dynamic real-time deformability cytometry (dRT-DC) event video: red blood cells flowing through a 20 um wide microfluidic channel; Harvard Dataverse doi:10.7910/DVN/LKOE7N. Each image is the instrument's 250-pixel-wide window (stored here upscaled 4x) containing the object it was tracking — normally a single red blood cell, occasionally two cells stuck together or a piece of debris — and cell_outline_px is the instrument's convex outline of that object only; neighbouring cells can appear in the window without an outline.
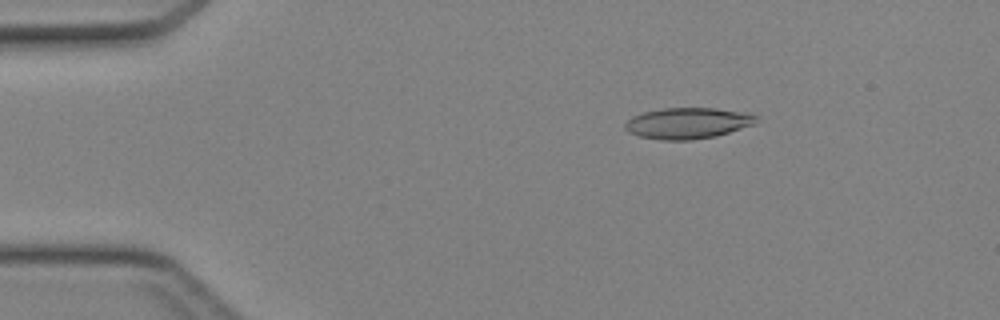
{"species": "Egyptian fruit bat (a non-hibernating species)", "species_latin": "Rousettus aegyptiacus", "temperature_condition": "cold", "stored_images_in_passage": 46, "camera_frame_rate_fps": 3000, "um_per_image_px": 0.085, "animal": {"sex": "female"}, "frame": {"image": 1, "passage_image": 8, "time_ms": 2.333, "image_size_px": [1000, 320], "cell_outline_px": [[756, 124], [716, 136], [692, 140], [660, 140], [640, 136], [628, 132], [624, 128], [624, 124], [632, 116], [644, 112], [664, 108], [716, 108], [740, 112], [756, 116]], "centroid_in_image_um": [58.42, 10.48], "position_along_channel_um": 26.6, "area_um2": 23.64}}
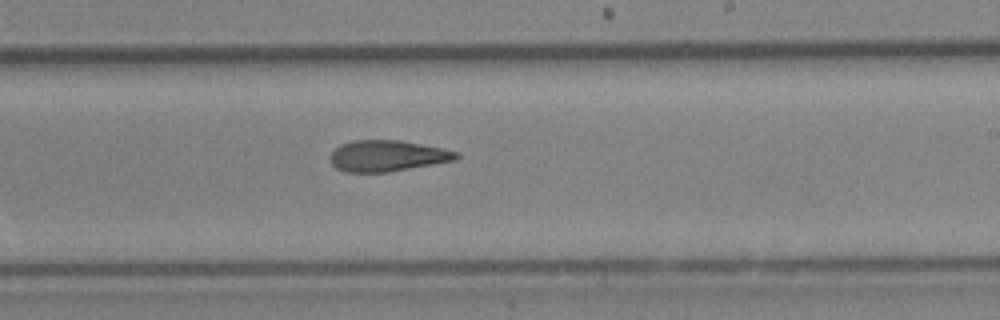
{"frame": {"image": 2, "passage_image": 28, "time_ms": 9.0, "image_size_px": [1000, 320], "cell_outline_px": [[460, 156], [456, 160], [388, 172], [344, 172], [336, 168], [332, 164], [328, 156], [340, 144], [352, 140], [400, 140], [460, 152]], "centroid_in_image_um": [32.89, 13.25], "position_along_channel_um": 256.1, "area_um2": 22.89}}
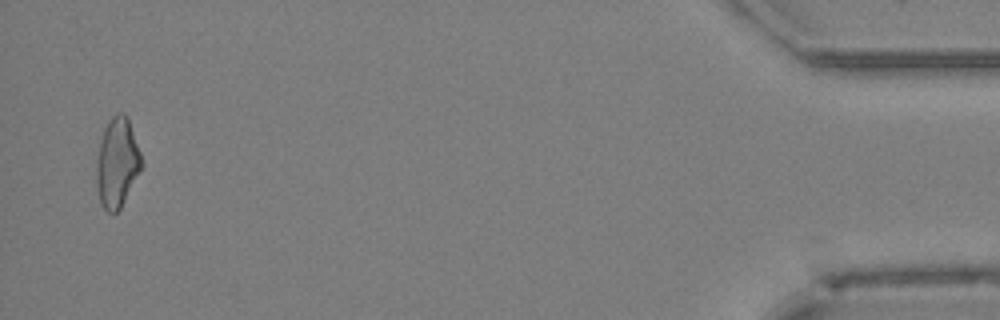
{"frame": {"image": 3, "passage_image": 45, "time_ms": 14.667, "image_size_px": [1000, 320], "cell_outline_px": [[144, 164], [120, 208], [116, 212], [108, 212], [100, 204], [96, 180], [96, 160], [104, 128], [108, 120], [116, 112], [124, 112], [128, 116], [144, 160]], "centroid_in_image_um": [9.98, 13.78], "position_along_channel_um": 425.2, "area_um2": 23.81}}